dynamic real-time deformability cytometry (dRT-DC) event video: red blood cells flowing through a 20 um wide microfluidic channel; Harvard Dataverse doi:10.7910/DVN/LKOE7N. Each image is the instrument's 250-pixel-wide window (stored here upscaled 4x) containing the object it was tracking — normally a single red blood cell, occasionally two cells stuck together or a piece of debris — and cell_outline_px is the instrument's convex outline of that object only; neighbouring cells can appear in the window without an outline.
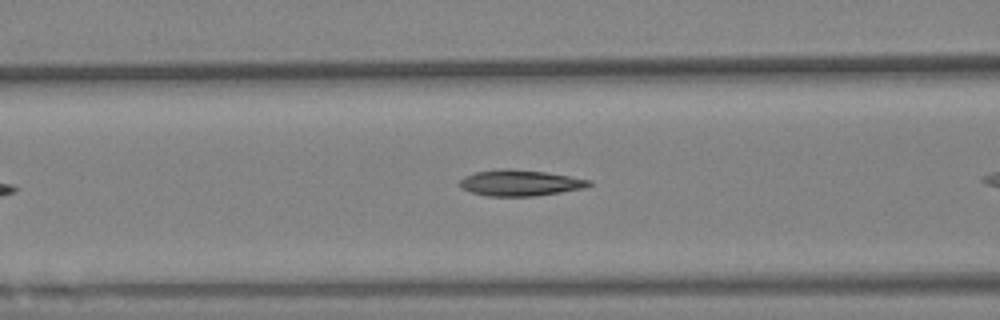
{"species": "Egyptian fruit bat (a non-hibernating species)", "species_latin": "Rousettus aegyptiacus", "temperature_condition": "warm", "stored_images_in_passage": 30, "camera_frame_rate_fps": 3000, "um_per_image_px": 0.085, "animal": {"sex": "female"}, "frame": {"image": 1, "passage_image": 5, "time_ms": 1.333, "image_size_px": [1000, 320], "cell_outline_px": [[592, 184], [584, 188], [560, 192], [532, 196], [484, 196], [460, 188], [460, 180], [464, 176], [476, 172], [500, 168], [512, 168], [544, 172], [592, 180]], "centroid_in_image_um": [44.17, 15.54], "position_along_channel_um": 122.4, "area_um2": 19.59}}
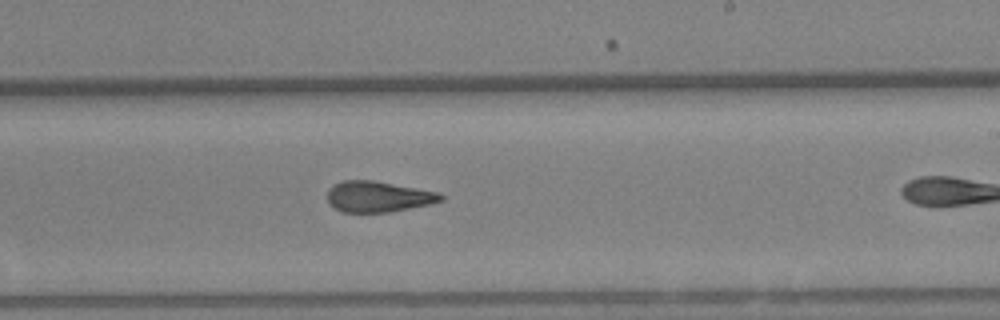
{"frame": {"image": 2, "passage_image": 15, "time_ms": 4.667, "image_size_px": [1000, 320], "cell_outline_px": [[444, 200], [428, 204], [388, 212], [340, 212], [328, 204], [328, 188], [332, 184], [344, 180], [372, 180], [440, 192], [444, 196]], "centroid_in_image_um": [32.11, 16.71], "position_along_channel_um": 256.9, "area_um2": 20.46}}
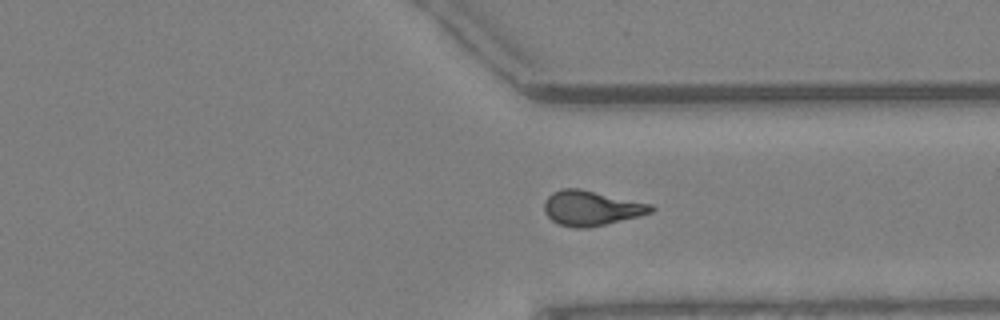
{"frame": {"image": 3, "passage_image": 27, "time_ms": 8.667, "image_size_px": [1000, 320], "cell_outline_px": [[656, 208], [652, 212], [588, 228], [576, 228], [560, 224], [552, 220], [544, 212], [544, 200], [552, 192], [564, 188], [580, 188], [652, 204]], "centroid_in_image_um": [50.23, 17.67], "position_along_channel_um": 361.2, "area_um2": 21.56}}